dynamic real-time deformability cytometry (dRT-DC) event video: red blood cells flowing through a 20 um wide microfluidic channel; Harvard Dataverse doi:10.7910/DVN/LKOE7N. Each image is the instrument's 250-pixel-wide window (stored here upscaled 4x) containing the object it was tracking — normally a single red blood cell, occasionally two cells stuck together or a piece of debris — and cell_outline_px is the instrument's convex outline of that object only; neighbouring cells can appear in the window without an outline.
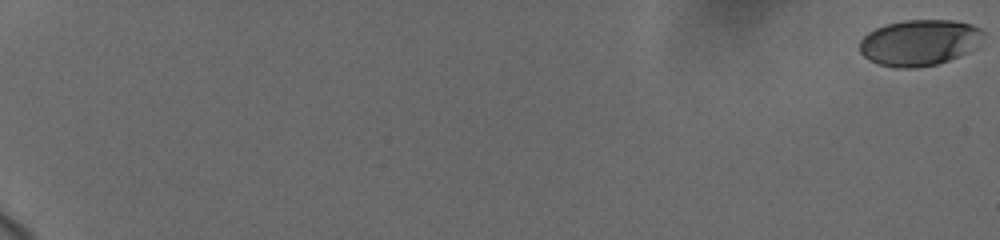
{"species": "human", "species_latin": "Homo sapiens", "temperature_condition": "cold", "stored_images_in_passage": 39, "camera_frame_rate_fps": 3000, "um_per_image_px": 0.085, "donor": {"sex": "female"}, "frame": {"image": 1, "passage_image": 1, "time_ms": 0.0, "image_size_px": [1000, 240], "cell_outline_px": [[984, 32], [964, 52], [948, 60], [936, 64], [912, 68], [900, 68], [880, 64], [868, 60], [860, 52], [860, 40], [868, 32], [876, 28], [888, 24], [908, 20], [952, 20], [972, 24], [980, 28]], "centroid_in_image_um": [78.05, 3.61], "position_along_channel_um": 7.0, "area_um2": 32.25}}
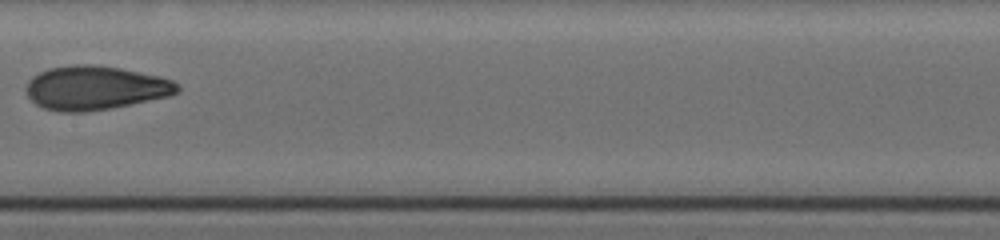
{"frame": {"image": 2, "passage_image": 20, "time_ms": 11.667, "image_size_px": [1000, 240], "cell_outline_px": [[180, 92], [168, 96], [108, 108], [84, 112], [60, 112], [44, 108], [36, 104], [28, 96], [28, 80], [32, 76], [48, 68], [76, 64], [92, 64], [120, 68], [160, 76], [172, 80], [180, 88]], "centroid_in_image_um": [8.09, 7.46], "position_along_channel_um": 199.3, "area_um2": 38.38}}
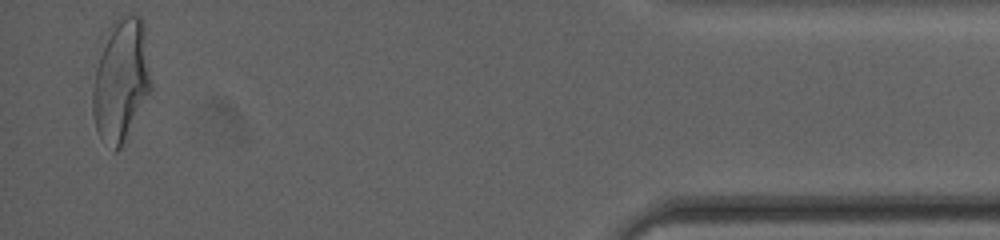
{"frame": {"image": 3, "passage_image": 38, "time_ms": 19.333, "image_size_px": [1000, 240], "cell_outline_px": [[152, 88], [120, 148], [116, 152], [100, 136], [96, 128], [92, 112], [92, 88], [96, 68], [108, 28], [112, 20], [124, 12], [140, 16], [144, 20], [152, 84]], "centroid_in_image_um": [10.3, 6.72], "position_along_channel_um": 424.9, "area_um2": 41.91}, "authors_computed_cell_mechanics": {"area_um2": 37.6856, "velocity_mm_per_s": 3.7167, "shape_relaxation_time_tau1_ms": 5.1486, "shape_relaxation_time_tau2_ms": 1.2899, "deformation_change_tau1": 0.1722, "deformation_change_tau2": 0.0753}}